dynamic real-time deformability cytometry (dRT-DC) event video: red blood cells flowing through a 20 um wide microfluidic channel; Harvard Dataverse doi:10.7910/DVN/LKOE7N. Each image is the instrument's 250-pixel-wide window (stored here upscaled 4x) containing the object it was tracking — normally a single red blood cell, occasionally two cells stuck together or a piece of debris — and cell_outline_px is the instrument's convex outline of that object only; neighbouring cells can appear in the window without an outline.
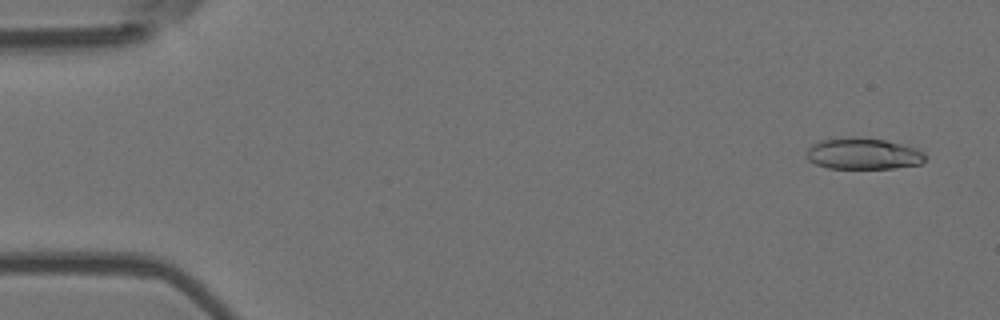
{"species": "Egyptian fruit bat (a non-hibernating species)", "species_latin": "Rousettus aegyptiacus", "temperature_condition": "room temperature", "stored_images_in_passage": 56, "camera_frame_rate_fps": 3000, "um_per_image_px": 0.085, "animal": {"sex": "female"}, "frame": {"image": 1, "passage_image": 3, "time_ms": 0.667, "image_size_px": [1000, 320], "cell_outline_px": [[928, 156], [920, 164], [892, 168], [828, 168], [816, 164], [808, 160], [808, 148], [812, 144], [820, 140], [852, 136], [884, 140], [916, 148], [924, 152]], "centroid_in_image_um": [73.38, 13.06], "position_along_channel_um": 11.6, "area_um2": 21.62}}
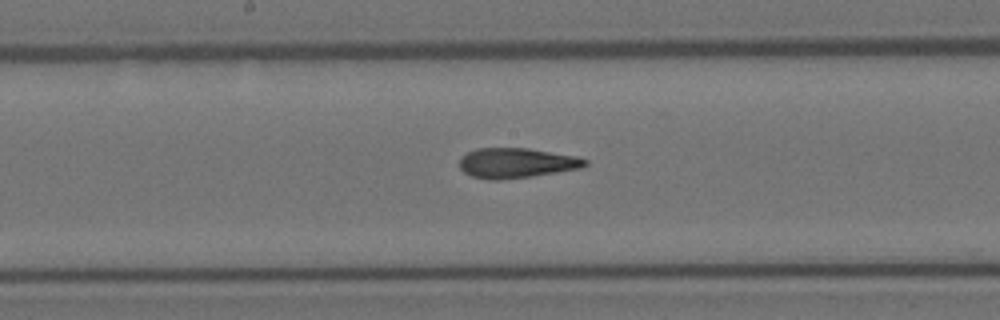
{"frame": {"image": 2, "passage_image": 29, "time_ms": 9.333, "image_size_px": [1000, 320], "cell_outline_px": [[588, 164], [580, 168], [532, 176], [500, 180], [488, 180], [472, 176], [464, 172], [460, 168], [460, 156], [476, 148], [528, 148], [576, 156], [588, 160]], "centroid_in_image_um": [43.87, 13.85], "position_along_channel_um": 204.3, "area_um2": 21.96}}
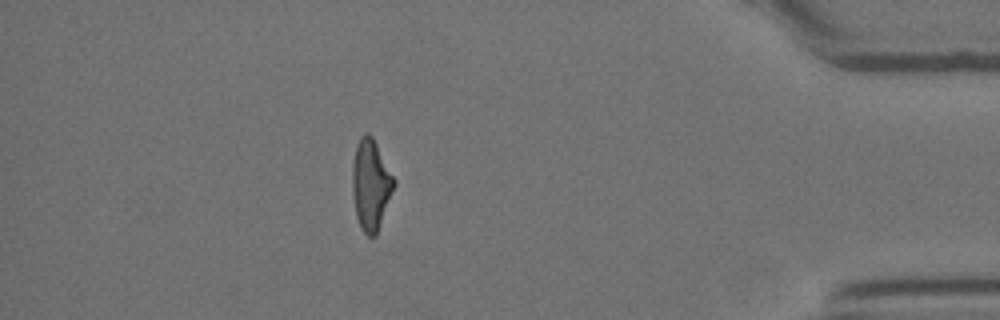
{"frame": {"image": 3, "passage_image": 49, "time_ms": 16.0, "image_size_px": [1000, 320], "cell_outline_px": [[396, 184], [376, 236], [368, 236], [360, 228], [356, 216], [352, 192], [352, 164], [356, 144], [360, 136], [364, 132], [368, 132], [372, 136], [396, 180]], "centroid_in_image_um": [31.51, 15.69], "position_along_channel_um": 403.7, "area_um2": 22.25}, "authors_computed_cell_mechanics": {"area_um2": 21.9929, "velocity_mm_per_s": 3.6645, "shape_relaxation_time_tau1_ms": null, "shape_relaxation_time_tau2_ms": 1.5721, "deformation_change_tau1": null, "deformation_change_tau2": 0.1066}}